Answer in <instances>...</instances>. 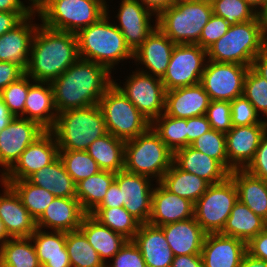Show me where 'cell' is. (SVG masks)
<instances>
[{
  "label": "cell",
  "instance_id": "cell-1",
  "mask_svg": "<svg viewBox=\"0 0 267 267\" xmlns=\"http://www.w3.org/2000/svg\"><path fill=\"white\" fill-rule=\"evenodd\" d=\"M106 67L79 58L62 75L50 82L58 113L97 105L113 84V75Z\"/></svg>",
  "mask_w": 267,
  "mask_h": 267
},
{
  "label": "cell",
  "instance_id": "cell-2",
  "mask_svg": "<svg viewBox=\"0 0 267 267\" xmlns=\"http://www.w3.org/2000/svg\"><path fill=\"white\" fill-rule=\"evenodd\" d=\"M79 58L76 34L52 30L40 24L32 40L25 74L33 81L51 82Z\"/></svg>",
  "mask_w": 267,
  "mask_h": 267
},
{
  "label": "cell",
  "instance_id": "cell-3",
  "mask_svg": "<svg viewBox=\"0 0 267 267\" xmlns=\"http://www.w3.org/2000/svg\"><path fill=\"white\" fill-rule=\"evenodd\" d=\"M76 36L79 57L106 67L113 75L116 74L115 70H118L115 66L119 68L120 63L123 66L125 62L132 60L133 64L134 53L107 14L96 23L80 30Z\"/></svg>",
  "mask_w": 267,
  "mask_h": 267
},
{
  "label": "cell",
  "instance_id": "cell-4",
  "mask_svg": "<svg viewBox=\"0 0 267 267\" xmlns=\"http://www.w3.org/2000/svg\"><path fill=\"white\" fill-rule=\"evenodd\" d=\"M50 131L59 151H87L92 142L108 133L98 104L58 113Z\"/></svg>",
  "mask_w": 267,
  "mask_h": 267
},
{
  "label": "cell",
  "instance_id": "cell-5",
  "mask_svg": "<svg viewBox=\"0 0 267 267\" xmlns=\"http://www.w3.org/2000/svg\"><path fill=\"white\" fill-rule=\"evenodd\" d=\"M106 1L35 0V11L44 27L77 34L106 14Z\"/></svg>",
  "mask_w": 267,
  "mask_h": 267
},
{
  "label": "cell",
  "instance_id": "cell-6",
  "mask_svg": "<svg viewBox=\"0 0 267 267\" xmlns=\"http://www.w3.org/2000/svg\"><path fill=\"white\" fill-rule=\"evenodd\" d=\"M263 50L262 19L230 25L228 31L207 49V60L251 66Z\"/></svg>",
  "mask_w": 267,
  "mask_h": 267
},
{
  "label": "cell",
  "instance_id": "cell-7",
  "mask_svg": "<svg viewBox=\"0 0 267 267\" xmlns=\"http://www.w3.org/2000/svg\"><path fill=\"white\" fill-rule=\"evenodd\" d=\"M212 14L211 2L177 0L157 16V27L175 44H196Z\"/></svg>",
  "mask_w": 267,
  "mask_h": 267
},
{
  "label": "cell",
  "instance_id": "cell-8",
  "mask_svg": "<svg viewBox=\"0 0 267 267\" xmlns=\"http://www.w3.org/2000/svg\"><path fill=\"white\" fill-rule=\"evenodd\" d=\"M174 153L150 127L136 138L125 141L124 169L160 182L173 164Z\"/></svg>",
  "mask_w": 267,
  "mask_h": 267
},
{
  "label": "cell",
  "instance_id": "cell-9",
  "mask_svg": "<svg viewBox=\"0 0 267 267\" xmlns=\"http://www.w3.org/2000/svg\"><path fill=\"white\" fill-rule=\"evenodd\" d=\"M98 106L107 132L124 141L136 138L151 127V122L129 101L113 83Z\"/></svg>",
  "mask_w": 267,
  "mask_h": 267
},
{
  "label": "cell",
  "instance_id": "cell-10",
  "mask_svg": "<svg viewBox=\"0 0 267 267\" xmlns=\"http://www.w3.org/2000/svg\"><path fill=\"white\" fill-rule=\"evenodd\" d=\"M237 201V188L228 177L221 183L211 184L194 203V218L206 233H220Z\"/></svg>",
  "mask_w": 267,
  "mask_h": 267
},
{
  "label": "cell",
  "instance_id": "cell-11",
  "mask_svg": "<svg viewBox=\"0 0 267 267\" xmlns=\"http://www.w3.org/2000/svg\"><path fill=\"white\" fill-rule=\"evenodd\" d=\"M126 76L125 82H116L117 88L129 99V101L150 121L165 112L166 90L161 78L141 72L135 68ZM123 84V85H121Z\"/></svg>",
  "mask_w": 267,
  "mask_h": 267
},
{
  "label": "cell",
  "instance_id": "cell-12",
  "mask_svg": "<svg viewBox=\"0 0 267 267\" xmlns=\"http://www.w3.org/2000/svg\"><path fill=\"white\" fill-rule=\"evenodd\" d=\"M207 61V50L198 44H176L166 73L161 78L165 90L200 83Z\"/></svg>",
  "mask_w": 267,
  "mask_h": 267
},
{
  "label": "cell",
  "instance_id": "cell-13",
  "mask_svg": "<svg viewBox=\"0 0 267 267\" xmlns=\"http://www.w3.org/2000/svg\"><path fill=\"white\" fill-rule=\"evenodd\" d=\"M120 1L117 6L119 9L114 12L116 16H110L112 10H109V6L112 5H109L110 2L106 1V14L112 19L117 18L115 19L116 22L114 20L113 23L122 33L127 46L134 53L157 27V16L138 0Z\"/></svg>",
  "mask_w": 267,
  "mask_h": 267
},
{
  "label": "cell",
  "instance_id": "cell-14",
  "mask_svg": "<svg viewBox=\"0 0 267 267\" xmlns=\"http://www.w3.org/2000/svg\"><path fill=\"white\" fill-rule=\"evenodd\" d=\"M249 66L207 60L200 84L211 101H233L243 95L244 79Z\"/></svg>",
  "mask_w": 267,
  "mask_h": 267
},
{
  "label": "cell",
  "instance_id": "cell-15",
  "mask_svg": "<svg viewBox=\"0 0 267 267\" xmlns=\"http://www.w3.org/2000/svg\"><path fill=\"white\" fill-rule=\"evenodd\" d=\"M46 130L38 123L14 117L9 125L0 130V178L19 160L21 153Z\"/></svg>",
  "mask_w": 267,
  "mask_h": 267
},
{
  "label": "cell",
  "instance_id": "cell-16",
  "mask_svg": "<svg viewBox=\"0 0 267 267\" xmlns=\"http://www.w3.org/2000/svg\"><path fill=\"white\" fill-rule=\"evenodd\" d=\"M58 157L56 139L50 130H46L21 153L19 160L0 180L8 185L15 180H27Z\"/></svg>",
  "mask_w": 267,
  "mask_h": 267
},
{
  "label": "cell",
  "instance_id": "cell-17",
  "mask_svg": "<svg viewBox=\"0 0 267 267\" xmlns=\"http://www.w3.org/2000/svg\"><path fill=\"white\" fill-rule=\"evenodd\" d=\"M114 181L121 191L124 208L141 224L148 223L156 182L147 176L131 173L125 169L116 173Z\"/></svg>",
  "mask_w": 267,
  "mask_h": 267
},
{
  "label": "cell",
  "instance_id": "cell-18",
  "mask_svg": "<svg viewBox=\"0 0 267 267\" xmlns=\"http://www.w3.org/2000/svg\"><path fill=\"white\" fill-rule=\"evenodd\" d=\"M267 123L248 126H233L225 134L227 151V170L245 169L254 159Z\"/></svg>",
  "mask_w": 267,
  "mask_h": 267
},
{
  "label": "cell",
  "instance_id": "cell-19",
  "mask_svg": "<svg viewBox=\"0 0 267 267\" xmlns=\"http://www.w3.org/2000/svg\"><path fill=\"white\" fill-rule=\"evenodd\" d=\"M175 45L174 42L156 27L134 52L133 60L136 69L146 74L162 78L166 73Z\"/></svg>",
  "mask_w": 267,
  "mask_h": 267
},
{
  "label": "cell",
  "instance_id": "cell-20",
  "mask_svg": "<svg viewBox=\"0 0 267 267\" xmlns=\"http://www.w3.org/2000/svg\"><path fill=\"white\" fill-rule=\"evenodd\" d=\"M35 16H38L36 11L14 29L0 36V61L18 64L26 70L29 65L32 40L37 27L41 24L35 22Z\"/></svg>",
  "mask_w": 267,
  "mask_h": 267
},
{
  "label": "cell",
  "instance_id": "cell-21",
  "mask_svg": "<svg viewBox=\"0 0 267 267\" xmlns=\"http://www.w3.org/2000/svg\"><path fill=\"white\" fill-rule=\"evenodd\" d=\"M246 242L221 233H207L201 250L203 267H240Z\"/></svg>",
  "mask_w": 267,
  "mask_h": 267
},
{
  "label": "cell",
  "instance_id": "cell-22",
  "mask_svg": "<svg viewBox=\"0 0 267 267\" xmlns=\"http://www.w3.org/2000/svg\"><path fill=\"white\" fill-rule=\"evenodd\" d=\"M0 219L11 238L30 237L36 230V220L23 206L20 196L0 180Z\"/></svg>",
  "mask_w": 267,
  "mask_h": 267
},
{
  "label": "cell",
  "instance_id": "cell-23",
  "mask_svg": "<svg viewBox=\"0 0 267 267\" xmlns=\"http://www.w3.org/2000/svg\"><path fill=\"white\" fill-rule=\"evenodd\" d=\"M192 217H194V203L171 193L160 182H156L152 193L149 224L160 227Z\"/></svg>",
  "mask_w": 267,
  "mask_h": 267
},
{
  "label": "cell",
  "instance_id": "cell-24",
  "mask_svg": "<svg viewBox=\"0 0 267 267\" xmlns=\"http://www.w3.org/2000/svg\"><path fill=\"white\" fill-rule=\"evenodd\" d=\"M86 213L77 198L55 197L36 220V228L47 231L78 230Z\"/></svg>",
  "mask_w": 267,
  "mask_h": 267
},
{
  "label": "cell",
  "instance_id": "cell-25",
  "mask_svg": "<svg viewBox=\"0 0 267 267\" xmlns=\"http://www.w3.org/2000/svg\"><path fill=\"white\" fill-rule=\"evenodd\" d=\"M211 100L200 83L172 89L165 94L164 114L188 119L206 114Z\"/></svg>",
  "mask_w": 267,
  "mask_h": 267
},
{
  "label": "cell",
  "instance_id": "cell-26",
  "mask_svg": "<svg viewBox=\"0 0 267 267\" xmlns=\"http://www.w3.org/2000/svg\"><path fill=\"white\" fill-rule=\"evenodd\" d=\"M132 240L142 253L146 267H171L174 254L160 227L141 224Z\"/></svg>",
  "mask_w": 267,
  "mask_h": 267
},
{
  "label": "cell",
  "instance_id": "cell-27",
  "mask_svg": "<svg viewBox=\"0 0 267 267\" xmlns=\"http://www.w3.org/2000/svg\"><path fill=\"white\" fill-rule=\"evenodd\" d=\"M174 256L201 254L206 232L194 217L160 226Z\"/></svg>",
  "mask_w": 267,
  "mask_h": 267
},
{
  "label": "cell",
  "instance_id": "cell-28",
  "mask_svg": "<svg viewBox=\"0 0 267 267\" xmlns=\"http://www.w3.org/2000/svg\"><path fill=\"white\" fill-rule=\"evenodd\" d=\"M173 162L182 170L205 179L210 184L225 181L230 172L217 160L190 145L174 152Z\"/></svg>",
  "mask_w": 267,
  "mask_h": 267
},
{
  "label": "cell",
  "instance_id": "cell-29",
  "mask_svg": "<svg viewBox=\"0 0 267 267\" xmlns=\"http://www.w3.org/2000/svg\"><path fill=\"white\" fill-rule=\"evenodd\" d=\"M57 115L50 82L34 81L29 86L25 101V119L38 123L45 130H51Z\"/></svg>",
  "mask_w": 267,
  "mask_h": 267
},
{
  "label": "cell",
  "instance_id": "cell-30",
  "mask_svg": "<svg viewBox=\"0 0 267 267\" xmlns=\"http://www.w3.org/2000/svg\"><path fill=\"white\" fill-rule=\"evenodd\" d=\"M90 245L98 252L100 259L106 265L120 251L128 240L120 233L100 224L90 214H86L79 227Z\"/></svg>",
  "mask_w": 267,
  "mask_h": 267
},
{
  "label": "cell",
  "instance_id": "cell-31",
  "mask_svg": "<svg viewBox=\"0 0 267 267\" xmlns=\"http://www.w3.org/2000/svg\"><path fill=\"white\" fill-rule=\"evenodd\" d=\"M42 267H71L66 232L36 228L30 236Z\"/></svg>",
  "mask_w": 267,
  "mask_h": 267
},
{
  "label": "cell",
  "instance_id": "cell-32",
  "mask_svg": "<svg viewBox=\"0 0 267 267\" xmlns=\"http://www.w3.org/2000/svg\"><path fill=\"white\" fill-rule=\"evenodd\" d=\"M229 177L237 188L238 200L267 222V181L245 169H234Z\"/></svg>",
  "mask_w": 267,
  "mask_h": 267
},
{
  "label": "cell",
  "instance_id": "cell-33",
  "mask_svg": "<svg viewBox=\"0 0 267 267\" xmlns=\"http://www.w3.org/2000/svg\"><path fill=\"white\" fill-rule=\"evenodd\" d=\"M28 180L52 193L55 197L76 198V184L58 157L53 163L31 175Z\"/></svg>",
  "mask_w": 267,
  "mask_h": 267
},
{
  "label": "cell",
  "instance_id": "cell-34",
  "mask_svg": "<svg viewBox=\"0 0 267 267\" xmlns=\"http://www.w3.org/2000/svg\"><path fill=\"white\" fill-rule=\"evenodd\" d=\"M266 227L267 222L263 218L256 215L251 209L238 200L220 233L241 239L247 243Z\"/></svg>",
  "mask_w": 267,
  "mask_h": 267
},
{
  "label": "cell",
  "instance_id": "cell-35",
  "mask_svg": "<svg viewBox=\"0 0 267 267\" xmlns=\"http://www.w3.org/2000/svg\"><path fill=\"white\" fill-rule=\"evenodd\" d=\"M160 183L171 193L195 203L211 185L205 179L180 169L174 162Z\"/></svg>",
  "mask_w": 267,
  "mask_h": 267
},
{
  "label": "cell",
  "instance_id": "cell-36",
  "mask_svg": "<svg viewBox=\"0 0 267 267\" xmlns=\"http://www.w3.org/2000/svg\"><path fill=\"white\" fill-rule=\"evenodd\" d=\"M87 152L101 170L117 173L124 169L125 141L110 133L92 142Z\"/></svg>",
  "mask_w": 267,
  "mask_h": 267
},
{
  "label": "cell",
  "instance_id": "cell-37",
  "mask_svg": "<svg viewBox=\"0 0 267 267\" xmlns=\"http://www.w3.org/2000/svg\"><path fill=\"white\" fill-rule=\"evenodd\" d=\"M115 175V172L101 170L76 184V198L86 214H90L102 202Z\"/></svg>",
  "mask_w": 267,
  "mask_h": 267
},
{
  "label": "cell",
  "instance_id": "cell-38",
  "mask_svg": "<svg viewBox=\"0 0 267 267\" xmlns=\"http://www.w3.org/2000/svg\"><path fill=\"white\" fill-rule=\"evenodd\" d=\"M0 267H42L31 238L7 240L0 247Z\"/></svg>",
  "mask_w": 267,
  "mask_h": 267
},
{
  "label": "cell",
  "instance_id": "cell-39",
  "mask_svg": "<svg viewBox=\"0 0 267 267\" xmlns=\"http://www.w3.org/2000/svg\"><path fill=\"white\" fill-rule=\"evenodd\" d=\"M90 215L100 224L132 240L141 223L124 207L95 208Z\"/></svg>",
  "mask_w": 267,
  "mask_h": 267
},
{
  "label": "cell",
  "instance_id": "cell-40",
  "mask_svg": "<svg viewBox=\"0 0 267 267\" xmlns=\"http://www.w3.org/2000/svg\"><path fill=\"white\" fill-rule=\"evenodd\" d=\"M66 248L71 267H106L79 229L66 232Z\"/></svg>",
  "mask_w": 267,
  "mask_h": 267
},
{
  "label": "cell",
  "instance_id": "cell-41",
  "mask_svg": "<svg viewBox=\"0 0 267 267\" xmlns=\"http://www.w3.org/2000/svg\"><path fill=\"white\" fill-rule=\"evenodd\" d=\"M151 127L173 153L187 147V119L163 113L151 122Z\"/></svg>",
  "mask_w": 267,
  "mask_h": 267
},
{
  "label": "cell",
  "instance_id": "cell-42",
  "mask_svg": "<svg viewBox=\"0 0 267 267\" xmlns=\"http://www.w3.org/2000/svg\"><path fill=\"white\" fill-rule=\"evenodd\" d=\"M20 196L23 206L37 220L53 201L55 196L48 190L27 180H15L9 184Z\"/></svg>",
  "mask_w": 267,
  "mask_h": 267
},
{
  "label": "cell",
  "instance_id": "cell-43",
  "mask_svg": "<svg viewBox=\"0 0 267 267\" xmlns=\"http://www.w3.org/2000/svg\"><path fill=\"white\" fill-rule=\"evenodd\" d=\"M59 158L75 184L101 171L87 151H59Z\"/></svg>",
  "mask_w": 267,
  "mask_h": 267
},
{
  "label": "cell",
  "instance_id": "cell-44",
  "mask_svg": "<svg viewBox=\"0 0 267 267\" xmlns=\"http://www.w3.org/2000/svg\"><path fill=\"white\" fill-rule=\"evenodd\" d=\"M213 14L224 18L230 25L253 20L258 12L244 0H211Z\"/></svg>",
  "mask_w": 267,
  "mask_h": 267
},
{
  "label": "cell",
  "instance_id": "cell-45",
  "mask_svg": "<svg viewBox=\"0 0 267 267\" xmlns=\"http://www.w3.org/2000/svg\"><path fill=\"white\" fill-rule=\"evenodd\" d=\"M243 95L254 106L260 117L267 121V81L251 66L245 75Z\"/></svg>",
  "mask_w": 267,
  "mask_h": 267
},
{
  "label": "cell",
  "instance_id": "cell-46",
  "mask_svg": "<svg viewBox=\"0 0 267 267\" xmlns=\"http://www.w3.org/2000/svg\"><path fill=\"white\" fill-rule=\"evenodd\" d=\"M34 81L24 74L17 81L10 83L1 92L2 102L14 117L25 118V101L29 86Z\"/></svg>",
  "mask_w": 267,
  "mask_h": 267
},
{
  "label": "cell",
  "instance_id": "cell-47",
  "mask_svg": "<svg viewBox=\"0 0 267 267\" xmlns=\"http://www.w3.org/2000/svg\"><path fill=\"white\" fill-rule=\"evenodd\" d=\"M190 146L219 161L227 169L225 133L211 129L198 137Z\"/></svg>",
  "mask_w": 267,
  "mask_h": 267
},
{
  "label": "cell",
  "instance_id": "cell-48",
  "mask_svg": "<svg viewBox=\"0 0 267 267\" xmlns=\"http://www.w3.org/2000/svg\"><path fill=\"white\" fill-rule=\"evenodd\" d=\"M230 105L233 126H248L259 123H267V121L260 117L254 106L244 95H241L231 101Z\"/></svg>",
  "mask_w": 267,
  "mask_h": 267
},
{
  "label": "cell",
  "instance_id": "cell-49",
  "mask_svg": "<svg viewBox=\"0 0 267 267\" xmlns=\"http://www.w3.org/2000/svg\"><path fill=\"white\" fill-rule=\"evenodd\" d=\"M205 115L211 129L226 134L233 127L229 101H211Z\"/></svg>",
  "mask_w": 267,
  "mask_h": 267
},
{
  "label": "cell",
  "instance_id": "cell-50",
  "mask_svg": "<svg viewBox=\"0 0 267 267\" xmlns=\"http://www.w3.org/2000/svg\"><path fill=\"white\" fill-rule=\"evenodd\" d=\"M110 261L106 267H146L142 253L133 240H127Z\"/></svg>",
  "mask_w": 267,
  "mask_h": 267
},
{
  "label": "cell",
  "instance_id": "cell-51",
  "mask_svg": "<svg viewBox=\"0 0 267 267\" xmlns=\"http://www.w3.org/2000/svg\"><path fill=\"white\" fill-rule=\"evenodd\" d=\"M229 27L230 24L224 18L212 14L196 44L207 50L228 31Z\"/></svg>",
  "mask_w": 267,
  "mask_h": 267
},
{
  "label": "cell",
  "instance_id": "cell-52",
  "mask_svg": "<svg viewBox=\"0 0 267 267\" xmlns=\"http://www.w3.org/2000/svg\"><path fill=\"white\" fill-rule=\"evenodd\" d=\"M245 170L267 181V128L261 137L254 159L248 164Z\"/></svg>",
  "mask_w": 267,
  "mask_h": 267
},
{
  "label": "cell",
  "instance_id": "cell-53",
  "mask_svg": "<svg viewBox=\"0 0 267 267\" xmlns=\"http://www.w3.org/2000/svg\"><path fill=\"white\" fill-rule=\"evenodd\" d=\"M211 130L206 115L187 119V146L192 144L198 137Z\"/></svg>",
  "mask_w": 267,
  "mask_h": 267
},
{
  "label": "cell",
  "instance_id": "cell-54",
  "mask_svg": "<svg viewBox=\"0 0 267 267\" xmlns=\"http://www.w3.org/2000/svg\"><path fill=\"white\" fill-rule=\"evenodd\" d=\"M25 74V70L18 64L0 61V92L10 83L17 81Z\"/></svg>",
  "mask_w": 267,
  "mask_h": 267
},
{
  "label": "cell",
  "instance_id": "cell-55",
  "mask_svg": "<svg viewBox=\"0 0 267 267\" xmlns=\"http://www.w3.org/2000/svg\"><path fill=\"white\" fill-rule=\"evenodd\" d=\"M247 253L267 262V227L246 243Z\"/></svg>",
  "mask_w": 267,
  "mask_h": 267
},
{
  "label": "cell",
  "instance_id": "cell-56",
  "mask_svg": "<svg viewBox=\"0 0 267 267\" xmlns=\"http://www.w3.org/2000/svg\"><path fill=\"white\" fill-rule=\"evenodd\" d=\"M33 12H2L0 11V36L14 29Z\"/></svg>",
  "mask_w": 267,
  "mask_h": 267
},
{
  "label": "cell",
  "instance_id": "cell-57",
  "mask_svg": "<svg viewBox=\"0 0 267 267\" xmlns=\"http://www.w3.org/2000/svg\"><path fill=\"white\" fill-rule=\"evenodd\" d=\"M27 4V5H26ZM2 12H34L35 0H0Z\"/></svg>",
  "mask_w": 267,
  "mask_h": 267
},
{
  "label": "cell",
  "instance_id": "cell-58",
  "mask_svg": "<svg viewBox=\"0 0 267 267\" xmlns=\"http://www.w3.org/2000/svg\"><path fill=\"white\" fill-rule=\"evenodd\" d=\"M124 207L121 191L118 184L113 181L102 202L96 208Z\"/></svg>",
  "mask_w": 267,
  "mask_h": 267
},
{
  "label": "cell",
  "instance_id": "cell-59",
  "mask_svg": "<svg viewBox=\"0 0 267 267\" xmlns=\"http://www.w3.org/2000/svg\"><path fill=\"white\" fill-rule=\"evenodd\" d=\"M171 267H203L201 254L174 256Z\"/></svg>",
  "mask_w": 267,
  "mask_h": 267
},
{
  "label": "cell",
  "instance_id": "cell-60",
  "mask_svg": "<svg viewBox=\"0 0 267 267\" xmlns=\"http://www.w3.org/2000/svg\"><path fill=\"white\" fill-rule=\"evenodd\" d=\"M145 8L158 16L162 11L168 9L177 0H138Z\"/></svg>",
  "mask_w": 267,
  "mask_h": 267
},
{
  "label": "cell",
  "instance_id": "cell-61",
  "mask_svg": "<svg viewBox=\"0 0 267 267\" xmlns=\"http://www.w3.org/2000/svg\"><path fill=\"white\" fill-rule=\"evenodd\" d=\"M251 67L267 81V53L261 51L253 59Z\"/></svg>",
  "mask_w": 267,
  "mask_h": 267
},
{
  "label": "cell",
  "instance_id": "cell-62",
  "mask_svg": "<svg viewBox=\"0 0 267 267\" xmlns=\"http://www.w3.org/2000/svg\"><path fill=\"white\" fill-rule=\"evenodd\" d=\"M240 267H267V262L262 259L253 257L246 252L242 258Z\"/></svg>",
  "mask_w": 267,
  "mask_h": 267
},
{
  "label": "cell",
  "instance_id": "cell-63",
  "mask_svg": "<svg viewBox=\"0 0 267 267\" xmlns=\"http://www.w3.org/2000/svg\"><path fill=\"white\" fill-rule=\"evenodd\" d=\"M13 118L14 116L9 112L6 105L2 102V98L0 96V130L6 128Z\"/></svg>",
  "mask_w": 267,
  "mask_h": 267
},
{
  "label": "cell",
  "instance_id": "cell-64",
  "mask_svg": "<svg viewBox=\"0 0 267 267\" xmlns=\"http://www.w3.org/2000/svg\"><path fill=\"white\" fill-rule=\"evenodd\" d=\"M247 2L258 14L264 9L267 5V0H244Z\"/></svg>",
  "mask_w": 267,
  "mask_h": 267
},
{
  "label": "cell",
  "instance_id": "cell-65",
  "mask_svg": "<svg viewBox=\"0 0 267 267\" xmlns=\"http://www.w3.org/2000/svg\"><path fill=\"white\" fill-rule=\"evenodd\" d=\"M11 237L8 235L4 223L2 222V220L0 219V247L7 241L9 240Z\"/></svg>",
  "mask_w": 267,
  "mask_h": 267
},
{
  "label": "cell",
  "instance_id": "cell-66",
  "mask_svg": "<svg viewBox=\"0 0 267 267\" xmlns=\"http://www.w3.org/2000/svg\"><path fill=\"white\" fill-rule=\"evenodd\" d=\"M263 51L267 53V20H262Z\"/></svg>",
  "mask_w": 267,
  "mask_h": 267
},
{
  "label": "cell",
  "instance_id": "cell-67",
  "mask_svg": "<svg viewBox=\"0 0 267 267\" xmlns=\"http://www.w3.org/2000/svg\"><path fill=\"white\" fill-rule=\"evenodd\" d=\"M259 16L262 20H267V5L264 7V9L259 13Z\"/></svg>",
  "mask_w": 267,
  "mask_h": 267
},
{
  "label": "cell",
  "instance_id": "cell-68",
  "mask_svg": "<svg viewBox=\"0 0 267 267\" xmlns=\"http://www.w3.org/2000/svg\"><path fill=\"white\" fill-rule=\"evenodd\" d=\"M186 1H207V2H210L211 0H186Z\"/></svg>",
  "mask_w": 267,
  "mask_h": 267
}]
</instances>
